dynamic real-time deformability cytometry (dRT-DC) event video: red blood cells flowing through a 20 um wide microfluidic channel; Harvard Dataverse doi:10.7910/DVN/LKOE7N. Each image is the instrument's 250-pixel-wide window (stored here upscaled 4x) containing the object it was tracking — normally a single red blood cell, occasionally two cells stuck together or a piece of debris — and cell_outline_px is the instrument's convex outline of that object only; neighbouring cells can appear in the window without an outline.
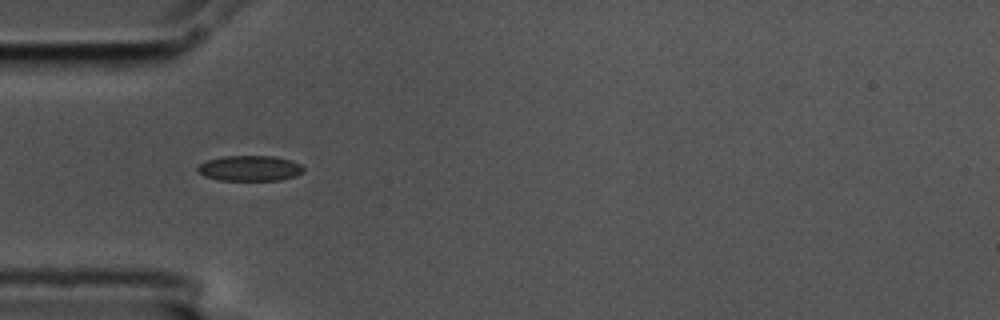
{"species": "common noctule bat (a hibernating species)", "species_latin": "Nyctalus noctula", "temperature_condition": "cold", "stored_images_in_passage": 4, "segment_of_instrument_passage": [2, 2], "camera_frame_rate_fps": 3000, "um_per_image_px": 0.085, "animal": {"sex": "male", "body_mass_g": 17.5, "forearm_length_mm": 52.3}, "frame": {"image": 1, "passage_image": 4, "time_ms": 1.0, "image_size_px": [1000, 320], "cell_outline_px": [[304, 172], [296, 176], [280, 180], [220, 180], [204, 176], [196, 168], [204, 160], [224, 156], [272, 156], [292, 160], [300, 164], [304, 168]], "centroid_in_image_um": [21.25, 14.3], "position_along_channel_um": 63.8, "area_um2": 15.78}}